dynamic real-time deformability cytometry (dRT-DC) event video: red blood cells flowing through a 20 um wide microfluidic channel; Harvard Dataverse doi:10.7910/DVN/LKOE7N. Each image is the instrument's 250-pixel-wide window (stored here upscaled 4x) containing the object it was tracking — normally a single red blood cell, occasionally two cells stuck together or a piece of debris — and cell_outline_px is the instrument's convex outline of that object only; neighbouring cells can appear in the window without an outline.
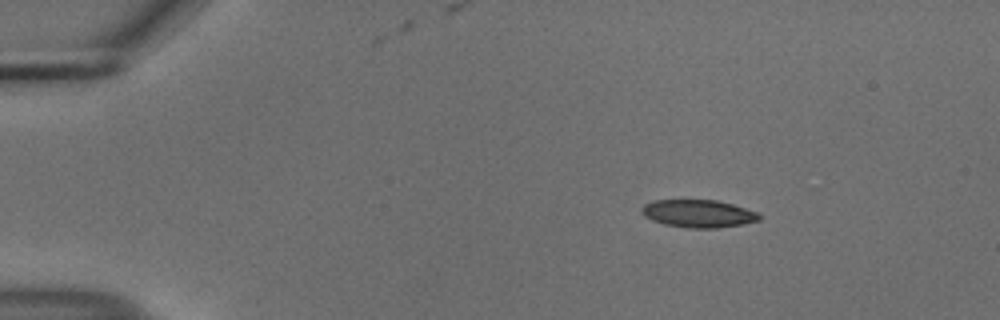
{"species": "common noctule bat (a hibernating species)", "species_latin": "Nyctalus noctula", "temperature_condition": "cold", "stored_images_in_passage": 48, "camera_frame_rate_fps": 3000, "um_per_image_px": 0.085, "animal": {"sex": "male", "body_mass_g": 18.8}, "frame": {"image": 1, "passage_image": 1, "time_ms": 0.0, "image_size_px": [1000, 320], "cell_outline_px": [[760, 220], [744, 224], [716, 228], [688, 228], [664, 224], [652, 220], [644, 216], [640, 212], [640, 208], [644, 204], [656, 200], [716, 200], [732, 204], [756, 212], [760, 216]], "centroid_in_image_um": [59.32, 18.16], "position_along_channel_um": 25.7, "area_um2": 18.96}}
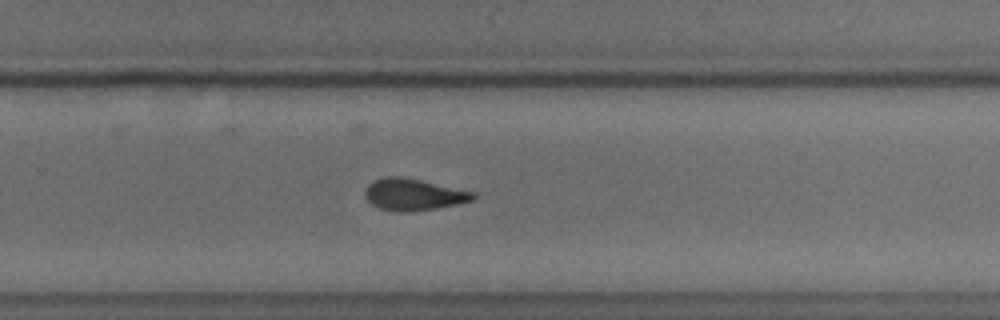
{"frame": {"image": 2, "passage_image": 29, "time_ms": 9.333, "image_size_px": [1000, 320], "cell_outline_px": [[476, 200], [436, 208], [408, 212], [396, 212], [380, 208], [372, 204], [364, 196], [364, 192], [368, 184], [384, 176], [400, 176], [420, 180], [476, 192]], "centroid_in_image_um": [35.16, 16.54], "position_along_channel_um": 294.6, "area_um2": 20.0}}
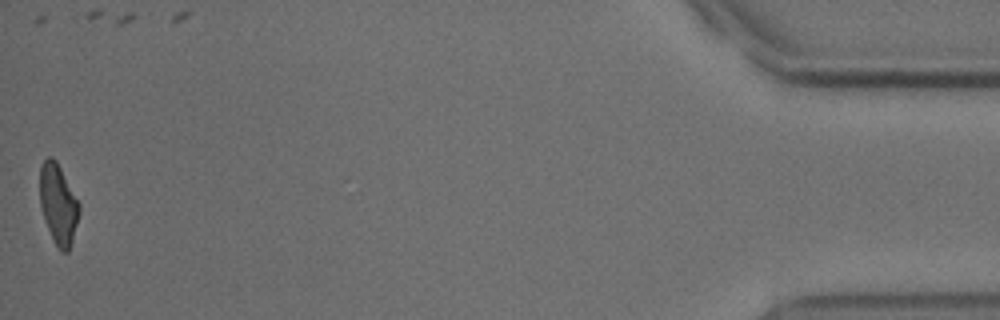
{"frame": {"image": 3, "passage_image": 47, "time_ms": 15.333, "image_size_px": [1000, 320], "cell_outline_px": [[80, 212], [72, 244], [68, 252], [60, 252], [56, 248], [48, 228], [40, 204], [40, 168], [44, 160], [48, 156], [52, 156], [56, 160], [80, 204]], "centroid_in_image_um": [4.97, 17.39], "position_along_channel_um": 430.2, "area_um2": 18.44}, "authors_computed_cell_mechanics": {"area_um2": 19.7098, "velocity_mm_per_s": 3.7052, "shape_relaxation_time_tau1_ms": 4.2216, "shape_relaxation_time_tau2_ms": 2.1571, "deformation_change_tau1": 0.1556, "deformation_change_tau2": 0.0908}}